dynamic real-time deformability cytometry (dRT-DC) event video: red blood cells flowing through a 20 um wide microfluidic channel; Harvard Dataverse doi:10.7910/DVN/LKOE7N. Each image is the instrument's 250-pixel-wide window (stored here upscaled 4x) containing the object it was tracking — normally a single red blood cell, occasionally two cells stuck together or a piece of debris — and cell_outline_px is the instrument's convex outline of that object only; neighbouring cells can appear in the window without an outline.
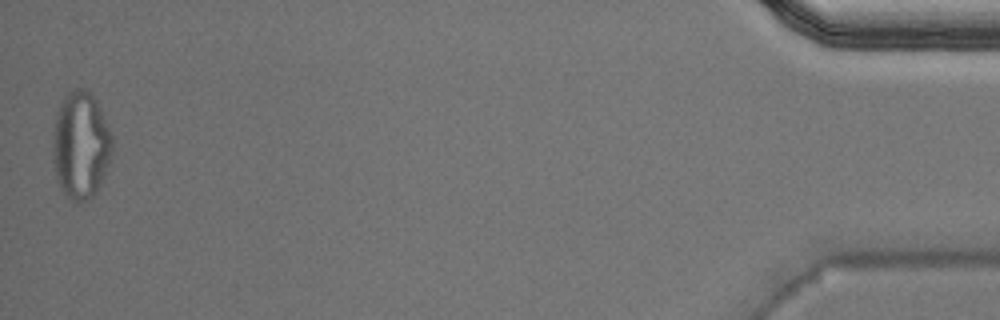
{"species": "Egyptian fruit bat (a non-hibernating species)", "species_latin": "Rousettus aegyptiacus", "temperature_condition": "warm", "stored_images_in_passage": 36, "segment_of_instrument_passage": [2, 2], "camera_frame_rate_fps": 3000, "um_per_image_px": 0.085, "animal": {"sex": "male"}, "frame": {"image": 1, "passage_image": 36, "time_ms": 11.667, "image_size_px": [1000, 320], "cell_outline_px": [[112, 160], [96, 192], [92, 196], [76, 204], [60, 188], [56, 180], [52, 160], [52, 148], [56, 112], [64, 96], [68, 92], [76, 88], [84, 88], [92, 92], [100, 108], [112, 136]], "centroid_in_image_um": [6.86, 12.34], "position_along_channel_um": 428.3, "area_um2": 37.63}}